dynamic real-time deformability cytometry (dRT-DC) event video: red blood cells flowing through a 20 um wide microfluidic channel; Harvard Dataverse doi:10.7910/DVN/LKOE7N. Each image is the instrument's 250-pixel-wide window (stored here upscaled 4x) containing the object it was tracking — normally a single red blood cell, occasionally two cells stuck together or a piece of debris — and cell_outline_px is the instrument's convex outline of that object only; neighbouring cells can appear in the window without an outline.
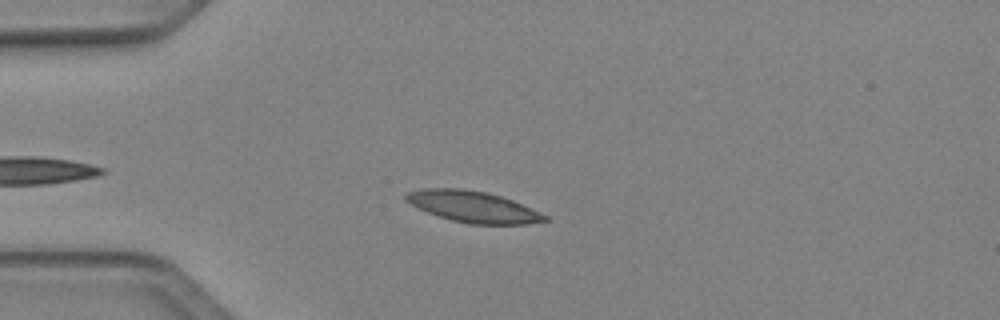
{"species": "Egyptian fruit bat (a non-hibernating species)", "species_latin": "Rousettus aegyptiacus", "temperature_condition": "cold", "stored_images_in_passage": 38, "camera_frame_rate_fps": 3000, "um_per_image_px": 0.085, "animal": {"sex": "female"}, "frame": {"image": 1, "passage_image": 7, "time_ms": 2.0, "image_size_px": [1000, 320], "cell_outline_px": [[548, 220], [524, 224], [468, 224], [452, 220], [416, 208], [404, 200], [404, 196], [408, 192], [424, 188], [464, 188], [484, 192], [500, 196], [512, 200], [548, 216]], "centroid_in_image_um": [40.16, 17.56], "position_along_channel_um": 44.8, "area_um2": 25.09}}
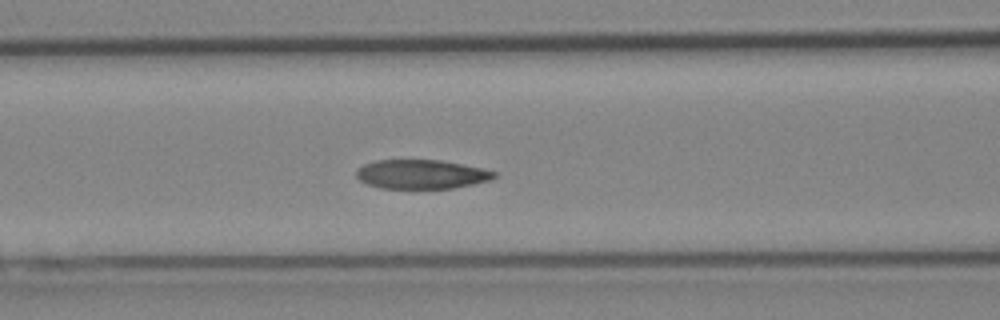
{"frame": {"image": 2, "passage_image": 15, "time_ms": 4.667, "image_size_px": [1000, 320], "cell_outline_px": [[496, 176], [488, 180], [472, 184], [452, 188], [380, 188], [368, 184], [360, 180], [356, 176], [356, 172], [364, 164], [376, 160], [440, 160], [480, 168], [496, 172]], "centroid_in_image_um": [35.78, 14.81], "position_along_channel_um": 130.8, "area_um2": 23.0}}
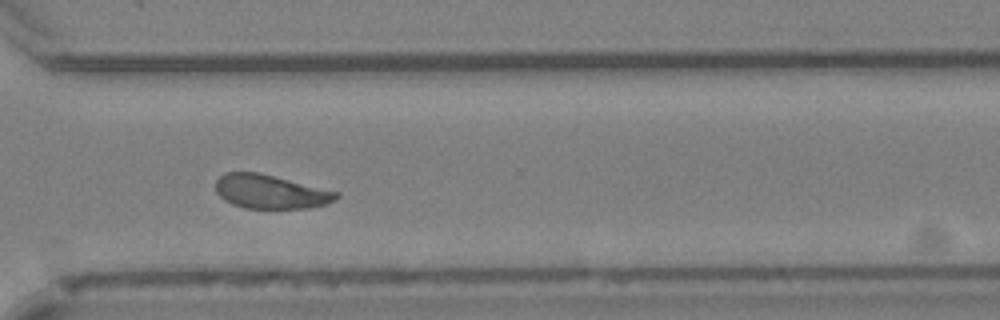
{"frame": {"image": 3, "passage_image": 31, "time_ms": 10.0, "image_size_px": [1000, 320], "cell_outline_px": [[340, 196], [336, 200], [324, 204], [308, 208], [244, 208], [232, 204], [224, 200], [216, 192], [216, 180], [224, 172], [256, 172], [340, 192]], "centroid_in_image_um": [22.98, 16.3], "position_along_channel_um": 347.6, "area_um2": 23.7}, "authors_computed_cell_mechanics": {"area_um2": 24.1604, "velocity_mm_per_s": 4.0658, "shape_relaxation_time_tau1_ms": 4.425, "shape_relaxation_time_tau2_ms": 2.8789, "deformation_change_tau1": 0.1171, "deformation_change_tau2": 0.0787}}